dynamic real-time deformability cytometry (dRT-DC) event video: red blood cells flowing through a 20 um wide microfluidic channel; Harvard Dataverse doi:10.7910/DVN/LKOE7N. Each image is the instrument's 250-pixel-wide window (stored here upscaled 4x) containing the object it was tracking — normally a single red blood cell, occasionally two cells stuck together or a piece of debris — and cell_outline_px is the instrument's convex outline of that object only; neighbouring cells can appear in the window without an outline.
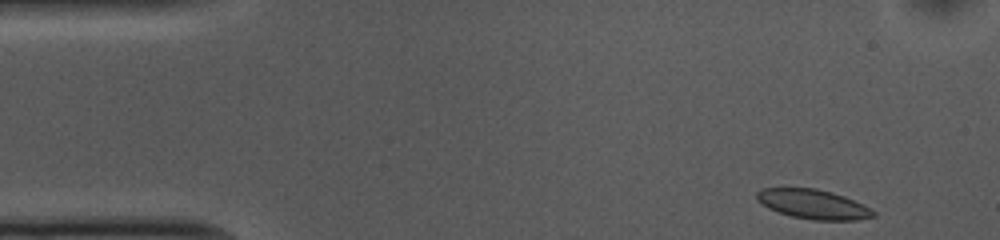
{"species": "common noctule bat (a hibernating species)", "species_latin": "Nyctalus noctula", "temperature_condition": "cold", "stored_images_in_passage": 49, "camera_frame_rate_fps": 3000, "um_per_image_px": 0.085, "animal": {"sex": "female", "body_mass_g": 10.0, "forearm_length_mm": 53.1}, "frame": {"image": 1, "passage_image": 1, "time_ms": 0.0, "image_size_px": [1000, 240], "cell_outline_px": [[876, 216], [860, 220], [812, 220], [792, 216], [768, 208], [756, 200], [756, 192], [764, 188], [816, 188], [832, 192], [844, 196], [876, 212]], "centroid_in_image_um": [69.11, 17.36], "position_along_channel_um": 15.9, "area_um2": 19.88}}
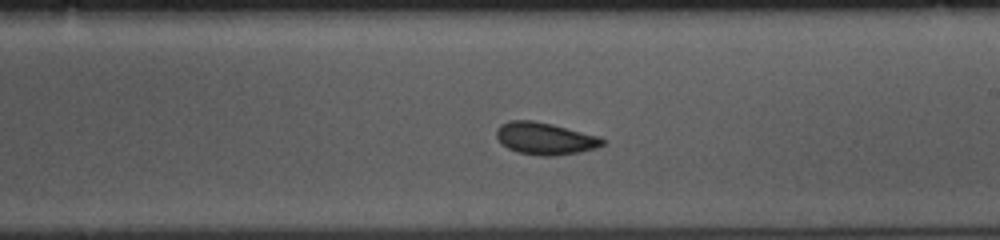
{"frame": {"image": 2, "passage_image": 26, "time_ms": 8.333, "image_size_px": [1000, 240], "cell_outline_px": [[604, 144], [596, 148], [580, 152], [552, 156], [540, 156], [516, 152], [508, 148], [496, 136], [496, 128], [500, 124], [508, 120], [532, 120], [552, 124], [600, 136], [604, 140]], "centroid_in_image_um": [46.32, 11.77], "position_along_channel_um": 242.7, "area_um2": 19.94}}
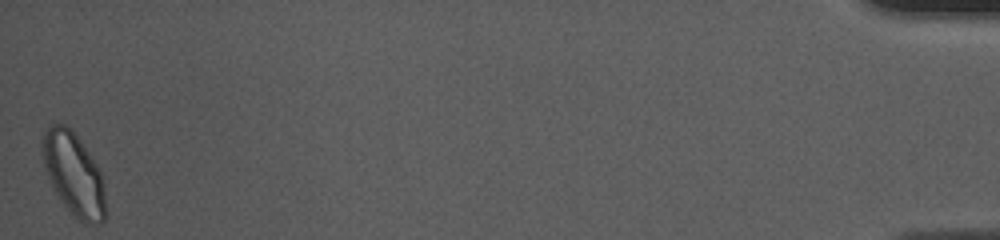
{"frame": {"image": 3, "passage_image": 49, "time_ms": 16.0, "image_size_px": [1000, 240], "cell_outline_px": [[104, 220], [100, 224], [84, 224], [64, 204], [56, 192], [48, 176], [40, 152], [44, 132], [48, 124], [64, 124], [72, 128], [96, 164], [100, 172], [104, 184]], "centroid_in_image_um": [6.25, 14.75], "position_along_channel_um": 429.0, "area_um2": 30.06}, "authors_computed_cell_mechanics": {"area_um2": 19.941, "velocity_mm_per_s": 3.719, "shape_relaxation_time_tau1_ms": 3.0313, "shape_relaxation_time_tau2_ms": 1.473, "deformation_change_tau1": 0.1223, "deformation_change_tau2": 0.069}}